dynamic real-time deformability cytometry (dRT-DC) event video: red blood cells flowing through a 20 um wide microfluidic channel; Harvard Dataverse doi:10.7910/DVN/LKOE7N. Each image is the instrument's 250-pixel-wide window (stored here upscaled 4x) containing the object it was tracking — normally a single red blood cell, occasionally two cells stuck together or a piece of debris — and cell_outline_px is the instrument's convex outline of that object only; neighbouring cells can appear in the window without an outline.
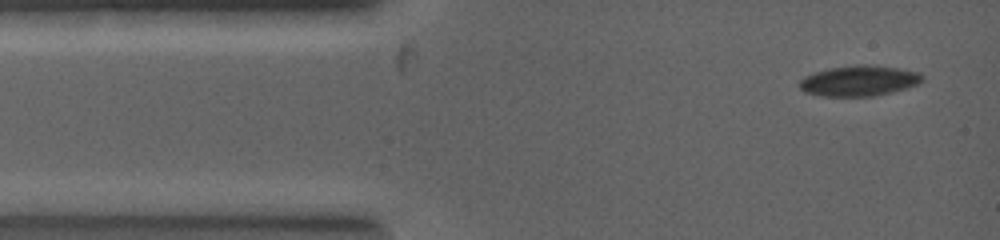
{"species": "common noctule bat (a hibernating species)", "species_latin": "Nyctalus noctula", "temperature_condition": "warm", "stored_images_in_passage": 4, "camera_frame_rate_fps": 5000, "um_per_image_px": 0.085, "animal": {"sex": "female", "body_mass_g": 19.0, "forearm_length_mm": 53.3}, "frame": {"image": 1, "passage_image": 1, "time_ms": 0.0, "image_size_px": [1000, 240], "cell_outline_px": [[920, 80], [916, 84], [892, 92], [872, 96], [824, 96], [804, 92], [800, 88], [800, 80], [804, 76], [816, 72], [832, 68], [896, 68], [920, 72]], "centroid_in_image_um": [72.95, 6.93], "position_along_channel_um": 12.1, "area_um2": 20.35}}
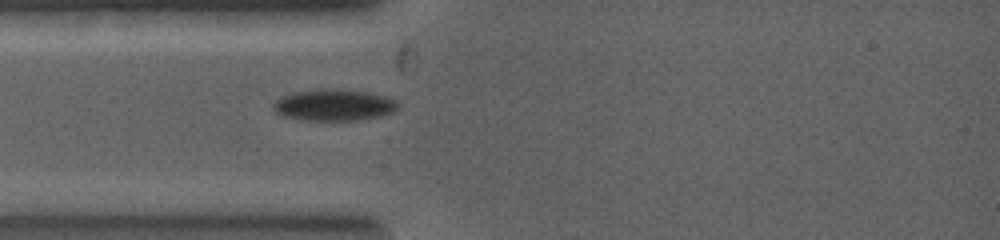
{"frame": {"image": 2, "passage_image": 4, "time_ms": 1.6, "image_size_px": [1000, 240], "cell_outline_px": [[396, 108], [392, 112], [380, 116], [356, 120], [300, 120], [280, 116], [276, 112], [276, 104], [284, 96], [296, 92], [360, 92], [380, 96], [396, 100]], "centroid_in_image_um": [28.38, 9.01], "position_along_channel_um": 56.6, "area_um2": 21.04}}